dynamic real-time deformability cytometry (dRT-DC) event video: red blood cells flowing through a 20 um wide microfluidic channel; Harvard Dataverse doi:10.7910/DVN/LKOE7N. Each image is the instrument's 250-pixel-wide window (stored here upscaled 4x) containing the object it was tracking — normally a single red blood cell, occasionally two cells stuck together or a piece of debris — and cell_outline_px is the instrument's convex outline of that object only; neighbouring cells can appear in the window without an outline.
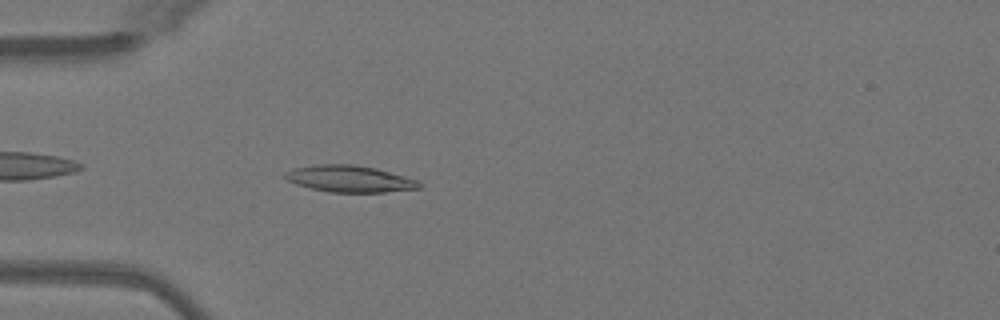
{"species": "Egyptian fruit bat (a non-hibernating species)", "species_latin": "Rousettus aegyptiacus", "temperature_condition": "warm", "stored_images_in_passage": 39, "camera_frame_rate_fps": 3000, "um_per_image_px": 0.085, "animal": {"sex": "female"}, "frame": {"image": 1, "passage_image": 4, "time_ms": 1.0, "image_size_px": [1000, 320], "cell_outline_px": [[424, 184], [420, 188], [384, 192], [328, 192], [296, 184], [288, 180], [284, 176], [284, 172], [296, 168], [312, 164], [352, 164], [376, 168], [404, 176], [416, 180]], "centroid_in_image_um": [29.72, 15.19], "position_along_channel_um": 55.3, "area_um2": 20.75}}
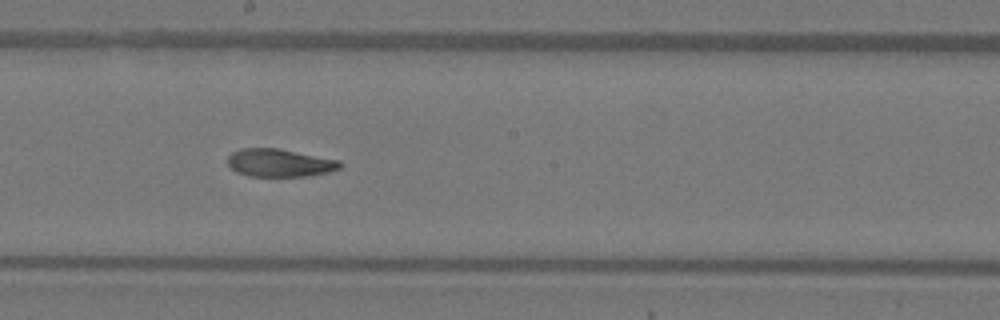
{"frame": {"image": 2, "passage_image": 17, "time_ms": 5.333, "image_size_px": [1000, 320], "cell_outline_px": [[344, 164], [340, 168], [328, 172], [308, 176], [248, 176], [236, 172], [228, 164], [228, 156], [232, 152], [240, 148], [280, 148], [340, 160]], "centroid_in_image_um": [23.78, 13.83], "position_along_channel_um": 224.4, "area_um2": 18.44}}
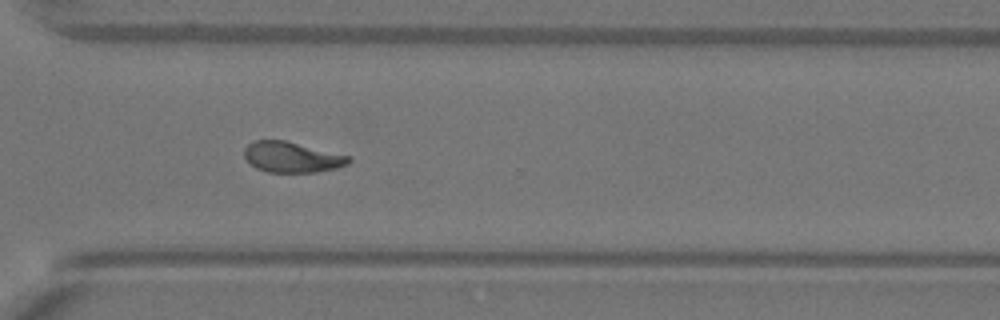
{"frame": {"image": 3, "passage_image": 26, "time_ms": 8.333, "image_size_px": [1000, 320], "cell_outline_px": [[352, 160], [348, 164], [336, 168], [316, 172], [268, 172], [256, 168], [244, 156], [244, 148], [252, 140], [284, 140], [348, 156]], "centroid_in_image_um": [24.78, 13.35], "position_along_channel_um": 345.8, "area_um2": 18.38}, "authors_computed_cell_mechanics": {"area_um2": 18.9584, "velocity_mm_per_s": 4.0715, "shape_relaxation_time_tau1_ms": 6.3709, "shape_relaxation_time_tau2_ms": 4.2561, "deformation_change_tau1": 0.2044, "deformation_change_tau2": 0.1025}}